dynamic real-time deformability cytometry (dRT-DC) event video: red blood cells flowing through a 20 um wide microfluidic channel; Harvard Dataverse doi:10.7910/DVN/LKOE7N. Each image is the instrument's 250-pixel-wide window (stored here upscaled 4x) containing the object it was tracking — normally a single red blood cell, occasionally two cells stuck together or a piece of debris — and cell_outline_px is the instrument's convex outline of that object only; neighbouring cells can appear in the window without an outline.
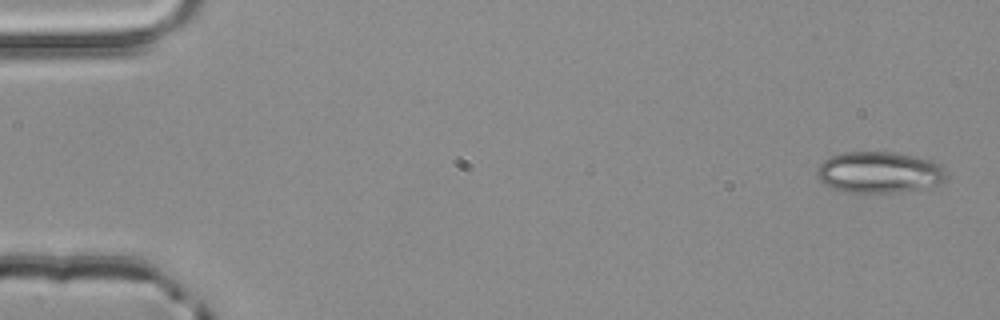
{"species": "common noctule bat (a hibernating species)", "species_latin": "Nyctalus noctula", "temperature_condition": "room temperature", "stored_images_in_passage": 4, "camera_frame_rate_fps": 3000, "um_per_image_px": 0.085, "animal": {"sex": "male", "body_mass_g": 20.4}, "frame": {"image": 1, "passage_image": 1, "time_ms": 0.0, "image_size_px": [1000, 320], "cell_outline_px": [[948, 176], [940, 184], [900, 192], [844, 192], [824, 184], [816, 176], [816, 168], [824, 160], [832, 156], [844, 152], [896, 152], [916, 156], [932, 160], [940, 164], [944, 168]], "centroid_in_image_um": [74.75, 14.64], "position_along_channel_um": 10.3, "area_um2": 31.27}}